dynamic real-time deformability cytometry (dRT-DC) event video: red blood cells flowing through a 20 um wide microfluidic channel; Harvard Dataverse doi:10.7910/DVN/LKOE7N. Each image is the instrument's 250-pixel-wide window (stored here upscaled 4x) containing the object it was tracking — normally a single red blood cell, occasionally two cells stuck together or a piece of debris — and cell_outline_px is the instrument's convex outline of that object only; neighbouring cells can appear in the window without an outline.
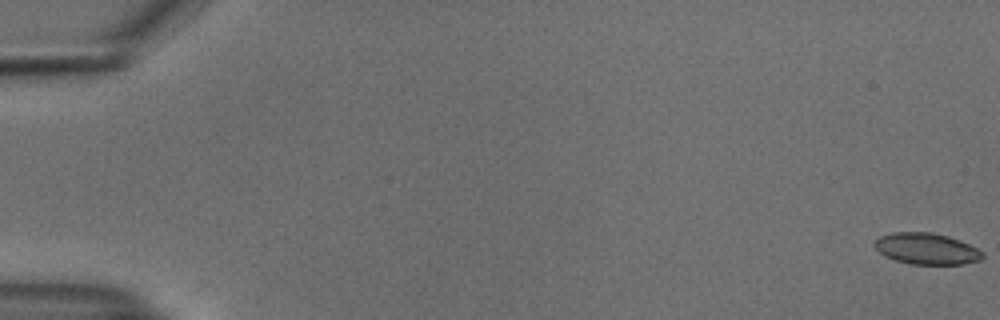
{"species": "common noctule bat (a hibernating species)", "species_latin": "Nyctalus noctula", "temperature_condition": "cold", "stored_images_in_passage": 55, "camera_frame_rate_fps": 3000, "um_per_image_px": 0.085, "animal": {"sex": "male", "body_mass_g": 18.8}, "frame": {"image": 1, "passage_image": 1, "time_ms": 0.0, "image_size_px": [1000, 320], "cell_outline_px": [[984, 256], [980, 260], [960, 264], [912, 264], [896, 260], [884, 256], [872, 244], [880, 236], [892, 232], [932, 232], [948, 236], [960, 240], [984, 252]], "centroid_in_image_um": [78.75, 21.13], "position_along_channel_um": 6.3, "area_um2": 19.65}}
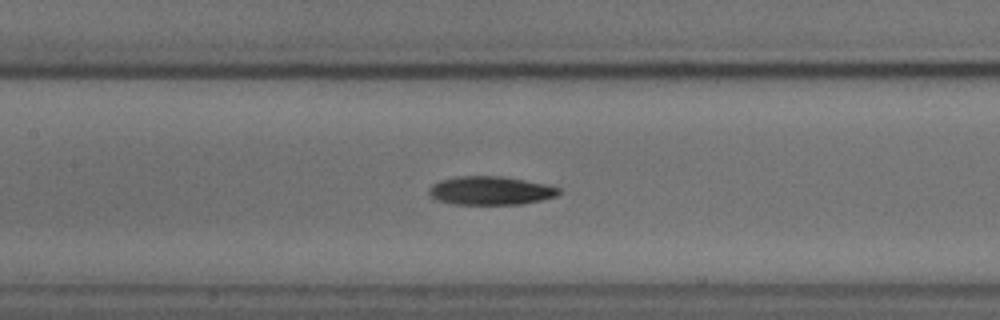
{"frame": {"image": 2, "passage_image": 27, "time_ms": 8.667, "image_size_px": [1000, 320], "cell_outline_px": [[560, 192], [556, 196], [540, 200], [520, 204], [452, 204], [436, 200], [428, 192], [428, 188], [432, 184], [440, 180], [456, 176], [504, 176], [544, 184], [560, 188]], "centroid_in_image_um": [41.65, 16.2], "position_along_channel_um": 165.8, "area_um2": 21.56}}
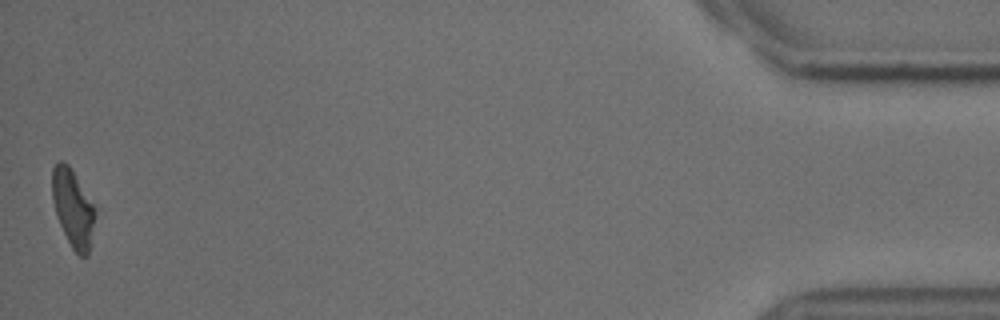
{"frame": {"image": 3, "passage_image": 55, "time_ms": 18.0, "image_size_px": [1000, 320], "cell_outline_px": [[100, 208], [88, 256], [80, 256], [72, 248], [56, 216], [52, 200], [52, 168], [60, 160], [64, 160], [68, 164]], "centroid_in_image_um": [6.29, 17.68], "position_along_channel_um": 428.9, "area_um2": 20.52}, "authors_computed_cell_mechanics": {"area_um2": 21.1548, "velocity_mm_per_s": 3.7476, "shape_relaxation_time_tau1_ms": 4.1962, "shape_relaxation_time_tau2_ms": null, "deformation_change_tau1": 0.1305, "deformation_change_tau2": null}}